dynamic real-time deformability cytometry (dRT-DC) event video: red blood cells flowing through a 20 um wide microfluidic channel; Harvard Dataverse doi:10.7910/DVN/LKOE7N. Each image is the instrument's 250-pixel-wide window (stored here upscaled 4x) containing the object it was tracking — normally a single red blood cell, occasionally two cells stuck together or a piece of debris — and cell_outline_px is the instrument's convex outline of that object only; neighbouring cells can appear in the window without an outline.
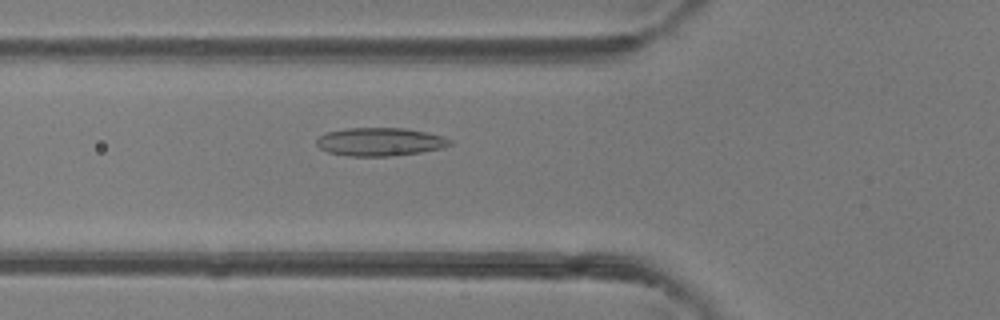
{"species": "common noctule bat (a hibernating species)", "species_latin": "Nyctalus noctula", "temperature_condition": "room temperature", "stored_images_in_passage": 46, "camera_frame_rate_fps": 3000, "um_per_image_px": 0.085, "animal": {"sex": "female"}, "frame": {"image": 1, "passage_image": 17, "time_ms": 5.333, "image_size_px": [1000, 320], "cell_outline_px": [[452, 144], [444, 148], [420, 152], [388, 156], [348, 156], [328, 152], [320, 148], [316, 144], [316, 140], [320, 136], [328, 132], [348, 128], [404, 128], [428, 132], [444, 136], [452, 140]], "centroid_in_image_um": [32.34, 12.05], "position_along_channel_um": 93.5, "area_um2": 21.96}}
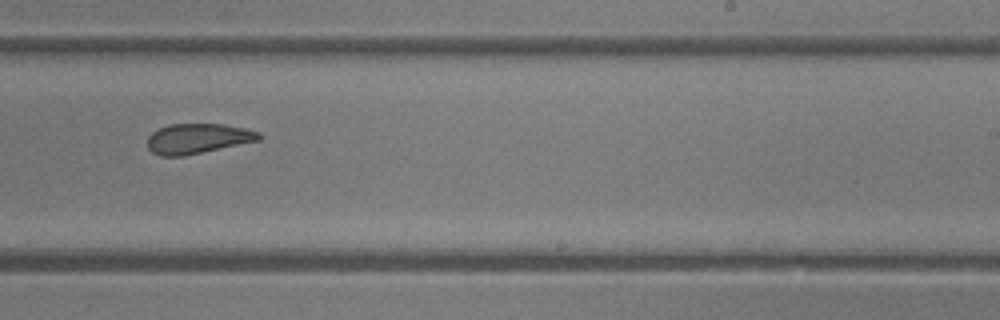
{"frame": {"image": 2, "passage_image": 29, "time_ms": 9.333, "image_size_px": [1000, 320], "cell_outline_px": [[260, 140], [184, 156], [160, 156], [152, 152], [148, 148], [148, 136], [152, 132], [168, 124], [224, 124], [248, 128], [260, 132]], "centroid_in_image_um": [16.81, 11.77], "position_along_channel_um": 272.2, "area_um2": 19.59}}
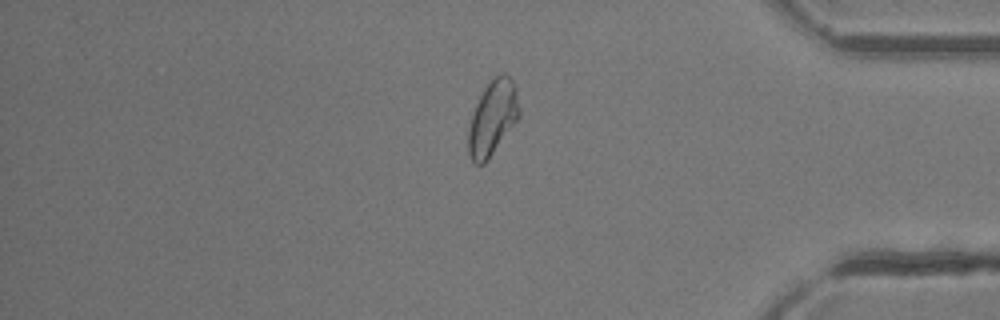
{"frame": {"image": 3, "passage_image": 39, "time_ms": 12.667, "image_size_px": [1000, 320], "cell_outline_px": [[520, 116], [488, 160], [484, 164], [476, 164], [468, 156], [468, 128], [472, 112], [484, 88], [500, 72], [504, 72], [516, 84], [520, 108]], "centroid_in_image_um": [41.88, 10.01], "position_along_channel_um": 393.3, "area_um2": 22.31}, "authors_computed_cell_mechanics": {"area_um2": 22.253, "velocity_mm_per_s": 4.4678, "shape_relaxation_time_tau1_ms": 9.0939, "shape_relaxation_time_tau2_ms": 2.8225, "deformation_change_tau1": 0.1807, "deformation_change_tau2": 0.102}}